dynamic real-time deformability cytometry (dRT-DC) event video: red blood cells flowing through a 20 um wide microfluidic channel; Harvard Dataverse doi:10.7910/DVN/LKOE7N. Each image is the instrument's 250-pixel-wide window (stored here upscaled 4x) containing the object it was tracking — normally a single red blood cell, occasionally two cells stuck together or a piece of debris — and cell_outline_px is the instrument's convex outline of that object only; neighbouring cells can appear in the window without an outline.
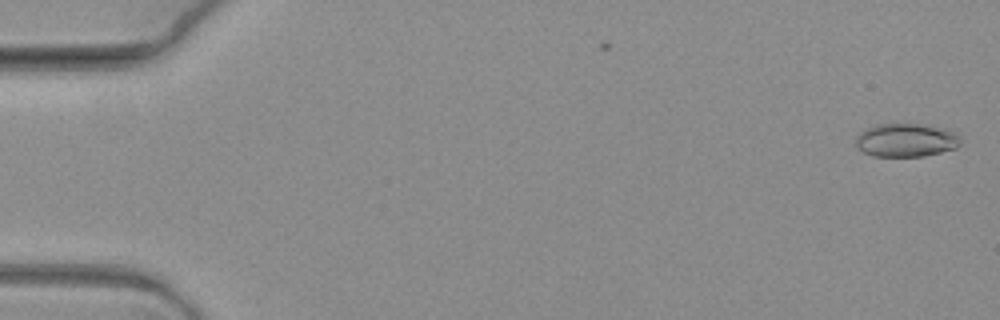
{"species": "common noctule bat (a hibernating species)", "species_latin": "Nyctalus noctula", "temperature_condition": "warm", "stored_images_in_passage": 2, "camera_frame_rate_fps": 3000, "um_per_image_px": 0.085, "animal": {"sex": "female", "body_mass_g": 19.3, "forearm_length_mm": 54.1}, "frame": {"image": 1, "passage_image": 2, "time_ms": 0.333, "image_size_px": [1000, 320], "cell_outline_px": [[960, 144], [956, 148], [924, 156], [872, 156], [856, 148], [856, 136], [864, 128], [872, 124], [904, 120], [928, 124], [952, 132], [960, 136]], "centroid_in_image_um": [76.95, 11.85], "position_along_channel_um": 8.1, "area_um2": 21.33}}